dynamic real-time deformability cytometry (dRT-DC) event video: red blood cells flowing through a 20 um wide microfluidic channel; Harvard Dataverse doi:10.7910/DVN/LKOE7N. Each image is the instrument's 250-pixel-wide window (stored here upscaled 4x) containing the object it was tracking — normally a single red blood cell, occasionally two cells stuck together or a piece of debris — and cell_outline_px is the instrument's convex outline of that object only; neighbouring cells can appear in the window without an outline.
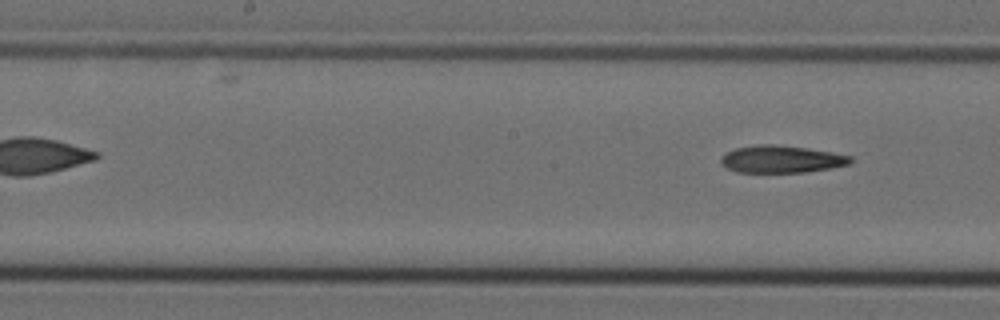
{"species": "Egyptian fruit bat (a non-hibernating species)", "species_latin": "Rousettus aegyptiacus", "temperature_condition": "cold", "stored_images_in_passage": 10, "segment_of_instrument_passage": [2, 2], "camera_frame_rate_fps": 3000, "um_per_image_px": 0.085, "animal": {"sex": "female"}, "frame": {"image": 1, "passage_image": 10, "time_ms": 3.0, "image_size_px": [1000, 320], "cell_outline_px": [[852, 160], [848, 164], [832, 168], [804, 172], [736, 172], [720, 164], [720, 156], [724, 152], [736, 148], [756, 144], [772, 144], [808, 148], [832, 152], [852, 156]], "centroid_in_image_um": [66.37, 13.52], "position_along_channel_um": 181.8, "area_um2": 20.75}}